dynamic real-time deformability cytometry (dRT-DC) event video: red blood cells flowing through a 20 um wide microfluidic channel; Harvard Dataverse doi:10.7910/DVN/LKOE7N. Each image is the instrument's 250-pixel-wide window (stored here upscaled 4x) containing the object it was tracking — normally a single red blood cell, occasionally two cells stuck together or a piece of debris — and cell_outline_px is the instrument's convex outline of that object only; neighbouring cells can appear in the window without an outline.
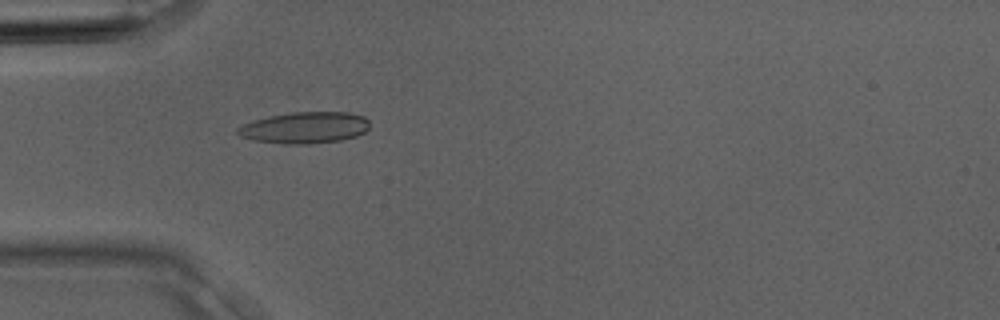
{"species": "Egyptian fruit bat (a non-hibernating species)", "species_latin": "Rousettus aegyptiacus", "temperature_condition": "room temperature", "stored_images_in_passage": 2, "camera_frame_rate_fps": 3000, "um_per_image_px": 0.085, "animal": {"sex": "male"}, "frame": {"image": 1, "passage_image": 2, "time_ms": 0.333, "image_size_px": [1000, 320], "cell_outline_px": [[368, 128], [364, 132], [356, 136], [340, 140], [304, 144], [288, 144], [256, 140], [240, 136], [236, 132], [236, 128], [252, 120], [268, 116], [292, 112], [348, 112], [364, 116], [368, 120]], "centroid_in_image_um": [25.89, 10.84], "position_along_channel_um": 59.1, "area_um2": 24.04}}